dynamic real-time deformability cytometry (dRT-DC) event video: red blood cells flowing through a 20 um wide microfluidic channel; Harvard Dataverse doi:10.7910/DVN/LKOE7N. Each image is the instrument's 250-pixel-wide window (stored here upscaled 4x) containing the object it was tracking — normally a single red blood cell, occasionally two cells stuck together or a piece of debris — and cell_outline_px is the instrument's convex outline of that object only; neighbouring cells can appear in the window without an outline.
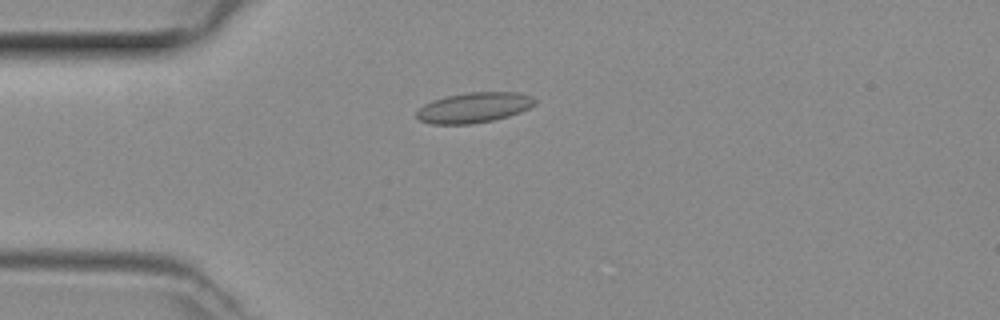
{"species": "common noctule bat (a hibernating species)", "species_latin": "Nyctalus noctula", "temperature_condition": "room temperature", "stored_images_in_passage": 49, "camera_frame_rate_fps": 3000, "um_per_image_px": 0.085, "animal": {"sex": "female", "body_mass_g": 29.2, "forearm_length_mm": 56.3}, "frame": {"image": 1, "passage_image": 13, "time_ms": 4.0, "image_size_px": [1000, 320], "cell_outline_px": [[536, 104], [520, 112], [508, 116], [492, 120], [472, 124], [432, 124], [420, 120], [416, 116], [416, 112], [424, 104], [432, 100], [448, 96], [468, 92], [520, 92], [532, 96], [536, 100]], "centroid_in_image_um": [40.3, 9.14], "position_along_channel_um": 44.7, "area_um2": 20.87}}
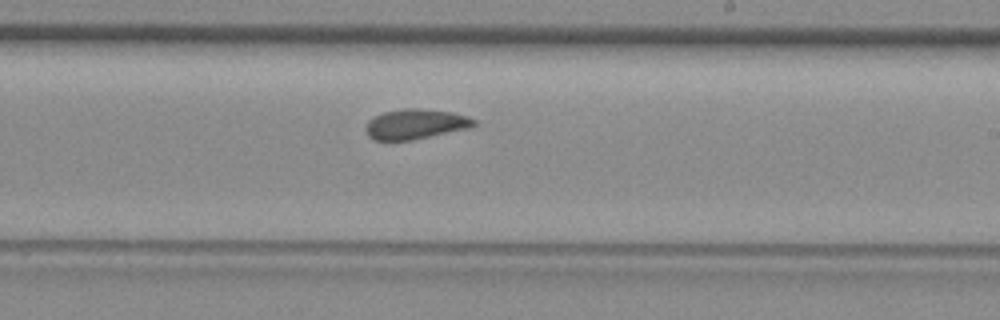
{"frame": {"image": 2, "passage_image": 29, "time_ms": 9.333, "image_size_px": [1000, 320], "cell_outline_px": [[476, 124], [468, 128], [412, 140], [376, 140], [368, 136], [368, 120], [384, 112], [404, 108], [420, 108], [452, 112], [468, 116], [476, 120]], "centroid_in_image_um": [35.35, 10.54], "position_along_channel_um": 253.6, "area_um2": 18.67}}
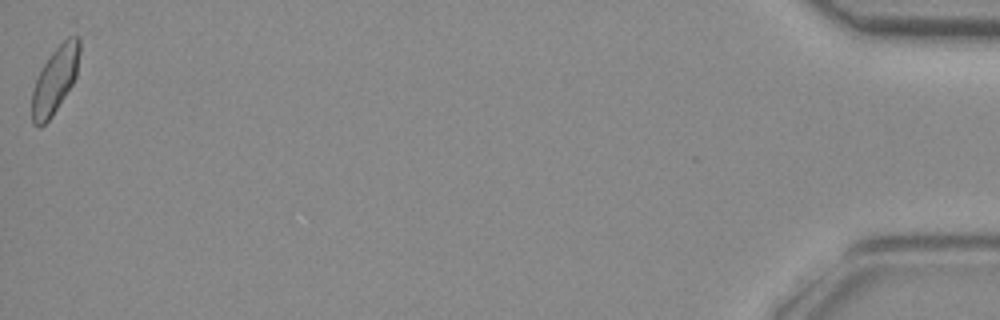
{"frame": {"image": 3, "passage_image": 49, "time_ms": 16.0, "image_size_px": [1000, 320], "cell_outline_px": [[80, 52], [76, 76], [72, 84], [52, 116], [40, 128], [32, 124], [32, 88], [48, 56], [68, 36], [76, 36], [80, 40]], "centroid_in_image_um": [4.67, 6.81], "position_along_channel_um": 430.5, "area_um2": 18.32}}